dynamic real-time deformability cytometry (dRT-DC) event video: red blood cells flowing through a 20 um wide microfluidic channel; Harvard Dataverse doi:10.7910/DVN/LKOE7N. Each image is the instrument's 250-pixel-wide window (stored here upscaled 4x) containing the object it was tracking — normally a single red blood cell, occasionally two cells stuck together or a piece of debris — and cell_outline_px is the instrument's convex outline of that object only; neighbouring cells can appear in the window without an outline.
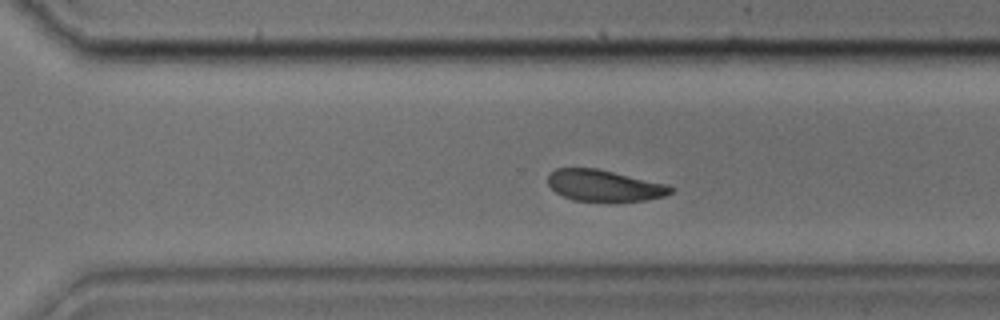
{"species": "common noctule bat (a hibernating species)", "species_latin": "Nyctalus noctula", "temperature_condition": "cold", "stored_images_in_passage": 37, "camera_frame_rate_fps": 3000, "um_per_image_px": 0.085, "animal": {"sex": "male", "body_mass_g": 17.9, "forearm_length_mm": 54.2}, "frame": {"image": 1, "passage_image": 26, "time_ms": 8.333, "image_size_px": [1000, 320], "cell_outline_px": [[676, 188], [672, 192], [664, 196], [644, 200], [612, 204], [572, 200], [556, 192], [548, 184], [548, 176], [556, 168], [596, 168], [668, 184]], "centroid_in_image_um": [51.4, 15.82], "position_along_channel_um": 319.2, "area_um2": 23.12}}